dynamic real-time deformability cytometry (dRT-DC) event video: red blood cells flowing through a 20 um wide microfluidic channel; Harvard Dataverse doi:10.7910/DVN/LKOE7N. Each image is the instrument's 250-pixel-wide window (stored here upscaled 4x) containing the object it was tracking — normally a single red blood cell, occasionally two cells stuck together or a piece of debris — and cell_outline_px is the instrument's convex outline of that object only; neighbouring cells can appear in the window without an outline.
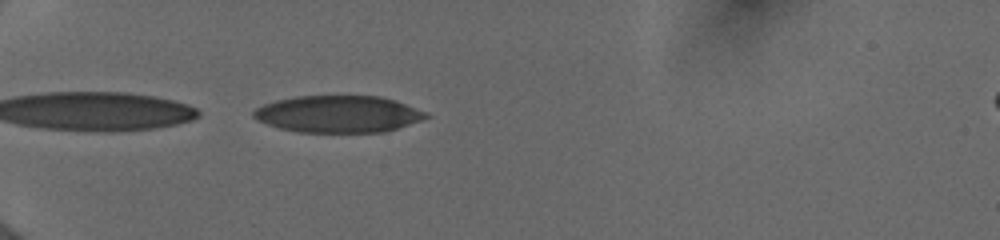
{"species": "human", "species_latin": "Homo sapiens", "temperature_condition": "cold", "stored_images_in_passage": 36, "camera_frame_rate_fps": 3000, "um_per_image_px": 0.085, "donor": {"sex": "female"}, "frame": {"image": 1, "passage_image": 1, "time_ms": 0.0, "image_size_px": [1000, 240], "cell_outline_px": [[432, 116], [384, 132], [300, 132], [280, 128], [256, 120], [252, 116], [252, 112], [256, 108], [264, 104], [276, 100], [296, 96], [380, 96], [404, 104], [424, 112]], "centroid_in_image_um": [28.69, 9.69], "position_along_channel_um": 56.3, "area_um2": 36.7}}
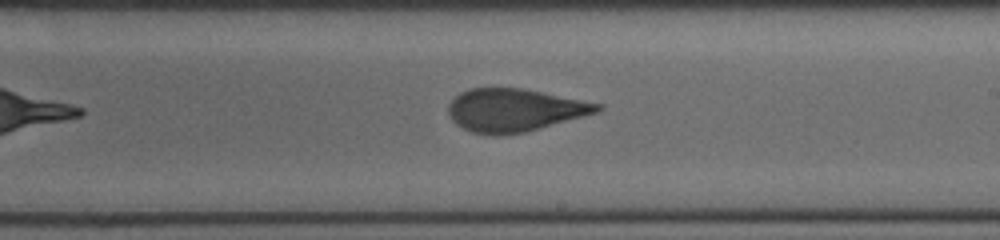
{"frame": {"image": 2, "passage_image": 17, "time_ms": 5.333, "image_size_px": [1000, 240], "cell_outline_px": [[604, 108], [596, 112], [524, 132], [496, 136], [492, 136], [472, 132], [456, 124], [448, 116], [448, 104], [460, 92], [468, 88], [524, 88], [604, 104]], "centroid_in_image_um": [43.7, 9.35], "position_along_channel_um": 245.3, "area_um2": 37.17}}
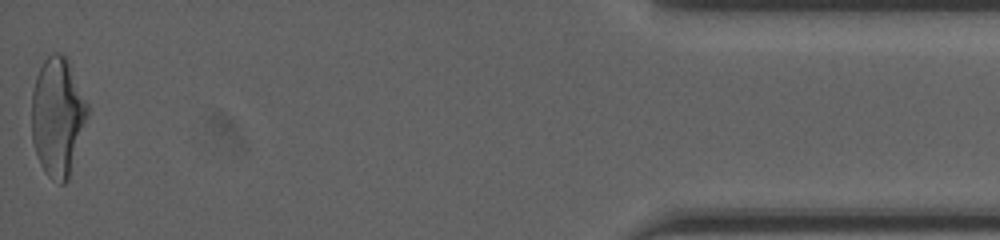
{"frame": {"image": 3, "passage_image": 36, "time_ms": 11.667, "image_size_px": [1000, 240], "cell_outline_px": [[88, 112], [68, 180], [64, 184], [60, 184], [52, 180], [44, 172], [40, 164], [32, 140], [32, 92], [36, 76], [44, 60], [52, 52], [60, 52], [64, 56], [88, 104]], "centroid_in_image_um": [4.87, 9.95], "position_along_channel_um": 430.3, "area_um2": 37.97}, "authors_computed_cell_mechanics": {"area_um2": 37.5411, "velocity_mm_per_s": 4.0057, "shape_relaxation_time_tau1_ms": null, "shape_relaxation_time_tau2_ms": 1.0566, "deformation_change_tau1": null, "deformation_change_tau2": 0.0798}}